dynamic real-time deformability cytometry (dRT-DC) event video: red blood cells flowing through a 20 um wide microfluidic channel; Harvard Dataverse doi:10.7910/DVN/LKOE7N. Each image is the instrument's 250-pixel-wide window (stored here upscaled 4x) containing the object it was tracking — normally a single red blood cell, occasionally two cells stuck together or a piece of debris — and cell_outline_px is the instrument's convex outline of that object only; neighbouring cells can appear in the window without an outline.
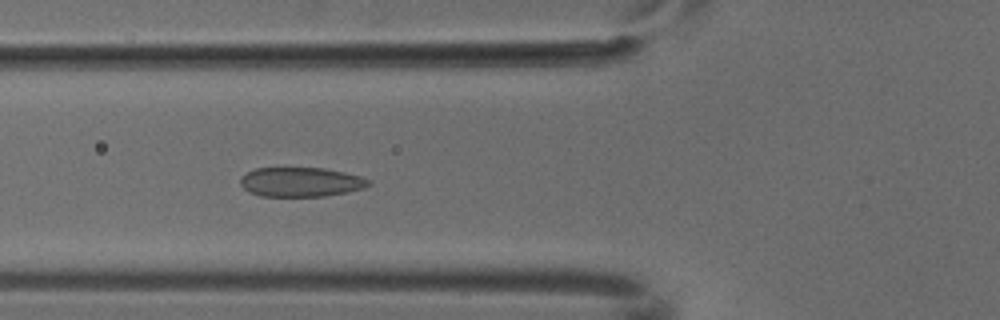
{"species": "common noctule bat (a hibernating species)", "species_latin": "Nyctalus noctula", "temperature_condition": "cold", "stored_images_in_passage": 5, "camera_frame_rate_fps": 3000, "um_per_image_px": 0.085, "animal": {"sex": "male", "body_mass_g": 18.8}, "frame": {"image": 1, "passage_image": 5, "time_ms": 1.333, "image_size_px": [1000, 320], "cell_outline_px": [[372, 184], [364, 188], [324, 196], [260, 196], [248, 192], [240, 184], [240, 180], [248, 172], [256, 168], [324, 168], [344, 172], [360, 176], [372, 180]], "centroid_in_image_um": [25.59, 15.47], "position_along_channel_um": 100.2, "area_um2": 21.91}}